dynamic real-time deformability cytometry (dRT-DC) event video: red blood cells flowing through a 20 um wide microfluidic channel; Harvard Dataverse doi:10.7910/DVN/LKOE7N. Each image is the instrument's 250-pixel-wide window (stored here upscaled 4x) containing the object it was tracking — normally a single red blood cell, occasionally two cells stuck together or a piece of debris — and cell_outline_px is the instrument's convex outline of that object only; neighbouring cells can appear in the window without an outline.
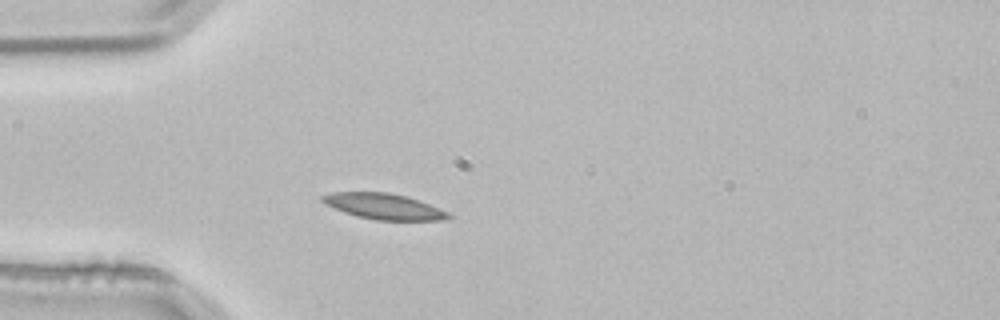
{"species": "common noctule bat (a hibernating species)", "species_latin": "Nyctalus noctula", "temperature_condition": "room temperature", "stored_images_in_passage": 2, "camera_frame_rate_fps": 3000, "um_per_image_px": 0.085, "animal": {"sex": "male", "body_mass_g": 21.5, "forearm_length_mm": 52.0}, "frame": {"image": 1, "passage_image": 2, "time_ms": 0.333, "image_size_px": [1000, 320], "cell_outline_px": [[452, 216], [444, 220], [376, 220], [356, 216], [344, 212], [324, 204], [320, 200], [320, 196], [332, 192], [388, 192], [408, 196], [448, 212]], "centroid_in_image_um": [32.58, 17.53], "position_along_channel_um": 52.4, "area_um2": 18.96}}